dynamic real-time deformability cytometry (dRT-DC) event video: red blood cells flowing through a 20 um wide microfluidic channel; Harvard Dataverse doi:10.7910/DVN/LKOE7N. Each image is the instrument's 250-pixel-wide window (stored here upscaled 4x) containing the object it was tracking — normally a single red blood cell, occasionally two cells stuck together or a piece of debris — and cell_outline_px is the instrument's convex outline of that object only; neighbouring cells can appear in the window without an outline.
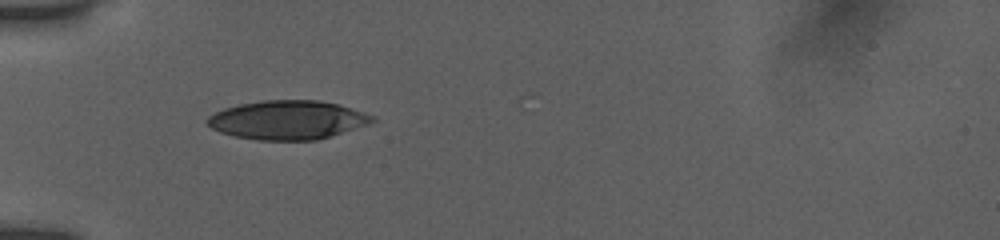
{"species": "human", "species_latin": "Homo sapiens", "temperature_condition": "room temperature", "stored_images_in_passage": 6, "camera_frame_rate_fps": 3000, "um_per_image_px": 0.085, "donor": {"sex": "female"}, "frame": {"image": 1, "passage_image": 1, "time_ms": 0.0, "image_size_px": [1000, 240], "cell_outline_px": [[376, 120], [368, 124], [316, 140], [256, 140], [236, 136], [220, 132], [212, 128], [208, 124], [208, 116], [224, 108], [240, 104], [264, 100], [320, 100], [352, 108], [376, 116]], "centroid_in_image_um": [24.46, 10.19], "position_along_channel_um": 60.5, "area_um2": 37.11}}
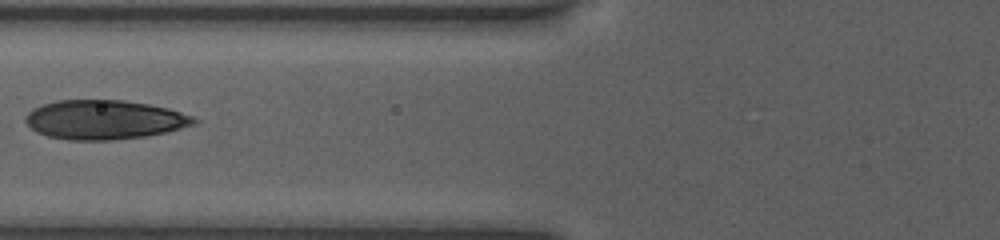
{"frame": {"image": 2, "passage_image": 3, "time_ms": 1.667, "image_size_px": [1000, 240], "cell_outline_px": [[200, 120], [196, 124], [164, 132], [144, 136], [112, 140], [68, 140], [48, 136], [36, 132], [24, 120], [28, 112], [32, 108], [56, 100], [124, 100], [148, 104], [168, 108], [192, 116]], "centroid_in_image_um": [8.86, 10.17], "position_along_channel_um": 116.9, "area_um2": 38.44}}
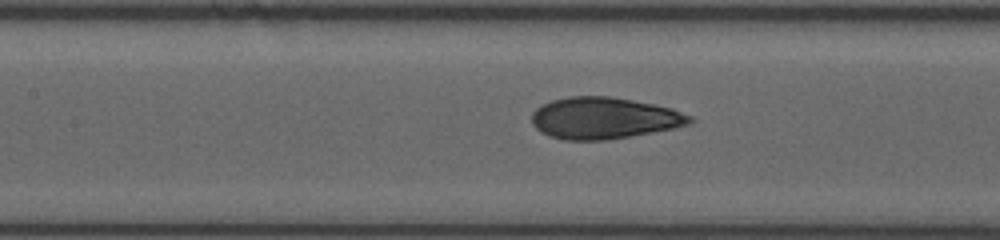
{"frame": {"image": 3, "passage_image": 6, "time_ms": 2.667, "image_size_px": [1000, 240], "cell_outline_px": [[692, 120], [688, 124], [676, 128], [604, 140], [564, 140], [548, 136], [540, 132], [532, 124], [532, 112], [536, 108], [552, 100], [572, 96], [612, 96], [672, 108], [692, 116]], "centroid_in_image_um": [51.31, 10.04], "position_along_channel_um": 156.1, "area_um2": 38.21}}